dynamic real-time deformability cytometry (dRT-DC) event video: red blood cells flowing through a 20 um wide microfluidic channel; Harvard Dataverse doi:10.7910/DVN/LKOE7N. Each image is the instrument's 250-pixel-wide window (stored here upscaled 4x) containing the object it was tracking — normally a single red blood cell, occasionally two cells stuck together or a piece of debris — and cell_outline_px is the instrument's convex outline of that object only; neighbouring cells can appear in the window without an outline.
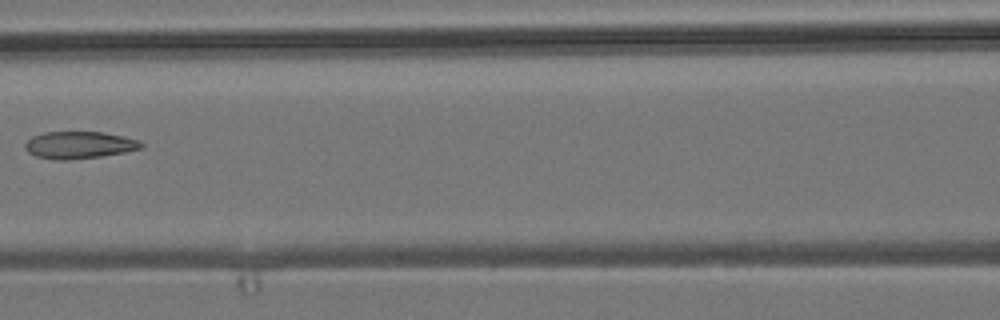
{"species": "common noctule bat (a hibernating species)", "species_latin": "Nyctalus noctula", "temperature_condition": "room temperature", "stored_images_in_passage": 4, "camera_frame_rate_fps": 3000, "um_per_image_px": 0.085, "animal": {"sex": "male", "body_mass_g": 19.2, "forearm_length_mm": 51.8}, "frame": {"image": 1, "passage_image": 3, "time_ms": 2.333, "image_size_px": [1000, 320], "cell_outline_px": [[144, 148], [124, 152], [100, 156], [68, 160], [56, 160], [36, 156], [28, 152], [24, 148], [24, 144], [32, 136], [44, 132], [104, 132], [124, 136], [140, 140], [144, 144]], "centroid_in_image_um": [6.75, 12.32], "position_along_channel_um": 159.9, "area_um2": 18.5}}
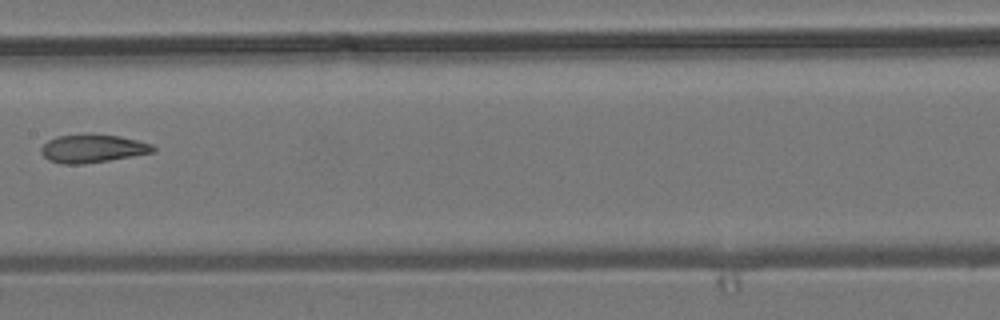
{"frame": {"image": 2, "passage_image": 4, "time_ms": 3.333, "image_size_px": [1000, 320], "cell_outline_px": [[156, 148], [152, 152], [132, 156], [84, 164], [64, 164], [48, 160], [40, 152], [40, 148], [48, 140], [56, 136], [120, 136], [152, 144]], "centroid_in_image_um": [7.84, 12.65], "position_along_channel_um": 199.6, "area_um2": 17.74}}